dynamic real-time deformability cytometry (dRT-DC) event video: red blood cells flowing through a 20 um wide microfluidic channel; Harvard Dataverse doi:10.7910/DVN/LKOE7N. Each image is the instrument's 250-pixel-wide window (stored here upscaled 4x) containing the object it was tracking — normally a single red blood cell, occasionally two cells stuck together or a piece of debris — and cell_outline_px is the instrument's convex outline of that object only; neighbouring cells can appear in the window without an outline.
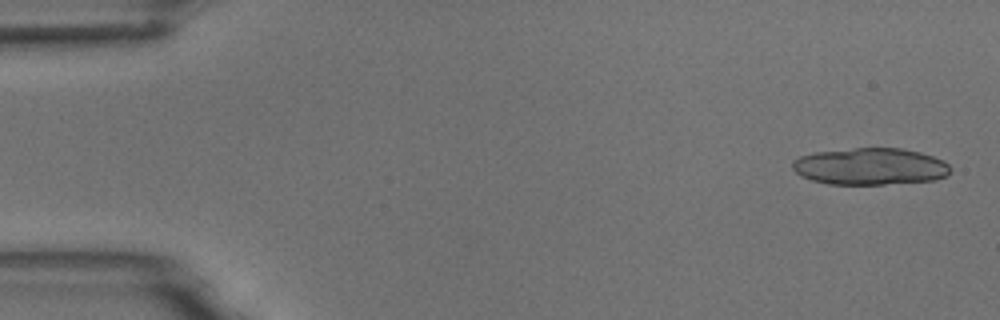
{"species": "common noctule bat (a hibernating species)", "species_latin": "Nyctalus noctula", "temperature_condition": "room temperature", "stored_images_in_passage": 5, "camera_frame_rate_fps": 3000, "um_per_image_px": 0.085, "animal": {"sex": "male", "body_mass_g": 18.8}, "frame": {"image": 1, "passage_image": 1, "time_ms": 0.0, "image_size_px": [1000, 320], "cell_outline_px": [[952, 168], [948, 176], [936, 180], [884, 184], [828, 184], [812, 180], [800, 176], [792, 168], [792, 160], [800, 156], [812, 152], [856, 148], [904, 148], [920, 152], [944, 160]], "centroid_in_image_um": [73.98, 14.14], "position_along_channel_um": 11.0, "area_um2": 34.28}}